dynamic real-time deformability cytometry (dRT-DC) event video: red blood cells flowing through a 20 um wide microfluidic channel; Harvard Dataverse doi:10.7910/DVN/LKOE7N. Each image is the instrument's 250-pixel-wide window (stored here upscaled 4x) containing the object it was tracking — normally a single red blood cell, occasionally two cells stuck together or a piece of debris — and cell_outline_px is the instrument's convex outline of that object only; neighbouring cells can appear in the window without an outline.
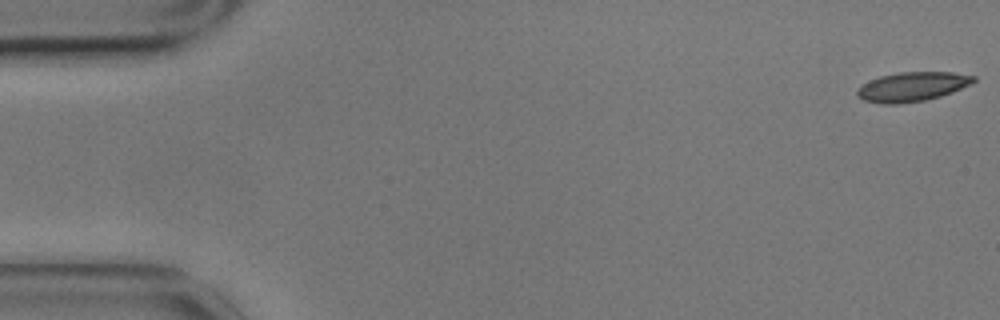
{"species": "common noctule bat (a hibernating species)", "species_latin": "Nyctalus noctula", "temperature_condition": "cold", "stored_images_in_passage": 56, "camera_frame_rate_fps": 3000, "um_per_image_px": 0.085, "animal": {"sex": "male", "body_mass_g": 17.9}, "frame": {"image": 1, "passage_image": 1, "time_ms": 0.0, "image_size_px": [1000, 320], "cell_outline_px": [[976, 80], [972, 84], [952, 92], [940, 96], [924, 100], [900, 104], [884, 104], [864, 100], [856, 96], [856, 92], [864, 84], [880, 76], [900, 72], [952, 72], [976, 76]], "centroid_in_image_um": [77.58, 7.37], "position_along_channel_um": 7.4, "area_um2": 19.77}}
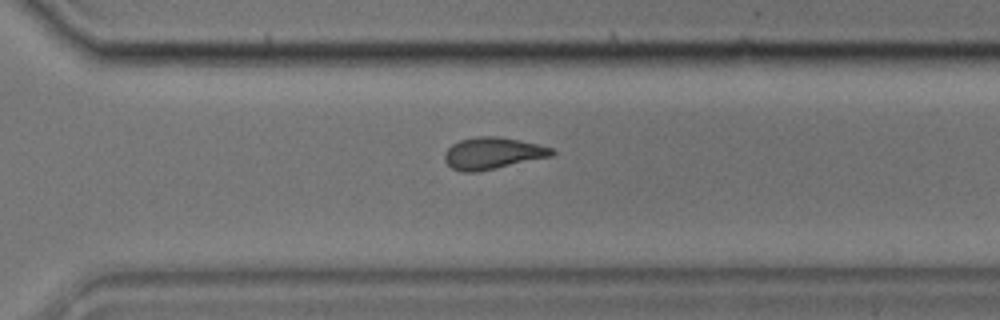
{"frame": {"image": 2, "passage_image": 40, "time_ms": 13.0, "image_size_px": [1000, 320], "cell_outline_px": [[556, 152], [552, 156], [496, 168], [476, 172], [464, 172], [452, 168], [444, 160], [444, 152], [452, 144], [460, 140], [476, 136], [496, 136], [536, 144], [552, 148]], "centroid_in_image_um": [41.84, 13.03], "position_along_channel_um": 328.8, "area_um2": 19.65}}
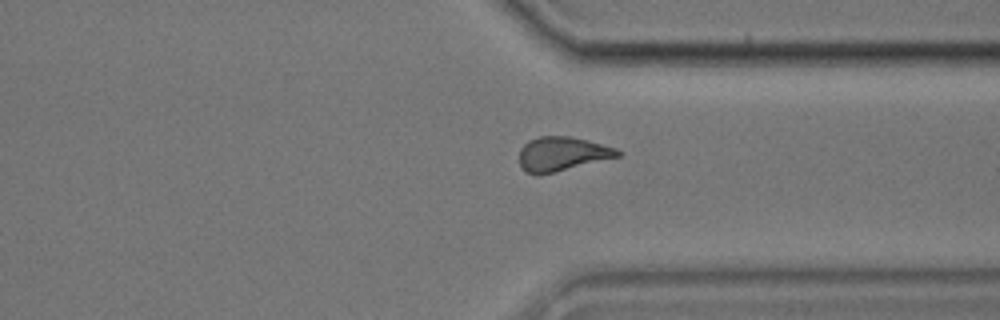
{"frame": {"image": 3, "passage_image": 43, "time_ms": 14.0, "image_size_px": [1000, 320], "cell_outline_px": [[620, 156], [556, 172], [536, 176], [524, 172], [520, 168], [520, 148], [528, 140], [540, 136], [568, 136], [588, 140], [616, 148], [620, 152]], "centroid_in_image_um": [47.73, 13.1], "position_along_channel_um": 363.7, "area_um2": 19.77}, "authors_computed_cell_mechanics": {"area_um2": 19.9988, "velocity_mm_per_s": 3.4834, "shape_relaxation_time_tau1_ms": null, "shape_relaxation_time_tau2_ms": 5.0017, "deformation_change_tau1": null, "deformation_change_tau2": 0.1168}}